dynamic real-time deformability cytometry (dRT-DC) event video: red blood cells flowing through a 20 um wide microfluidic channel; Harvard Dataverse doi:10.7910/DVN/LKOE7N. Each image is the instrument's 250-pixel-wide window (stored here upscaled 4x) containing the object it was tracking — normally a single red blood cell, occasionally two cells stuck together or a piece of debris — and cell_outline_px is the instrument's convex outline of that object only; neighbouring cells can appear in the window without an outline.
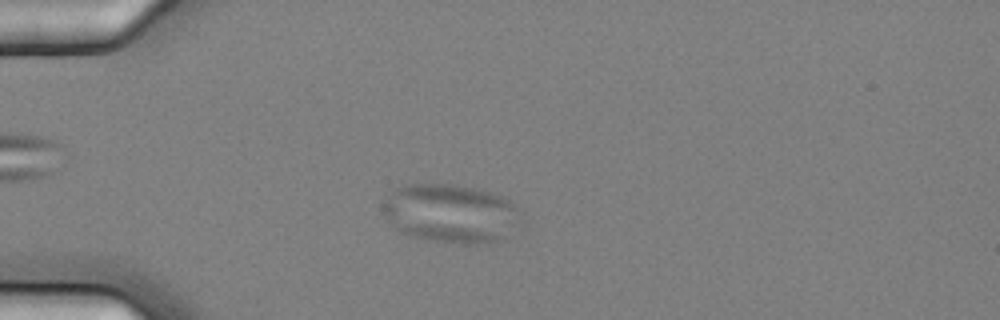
{"species": "common noctule bat (a hibernating species)", "species_latin": "Nyctalus noctula", "temperature_condition": "cold", "stored_images_in_passage": 56, "camera_frame_rate_fps": 3000, "um_per_image_px": 0.085, "animal": {"sex": "female", "body_mass_g": 25.1}, "frame": {"image": 1, "passage_image": 14, "time_ms": 4.333, "image_size_px": [1000, 320], "cell_outline_px": [[516, 208], [508, 240], [488, 244], [464, 244], [432, 240], [412, 236], [400, 232], [396, 228], [380, 208], [380, 204], [396, 188], [408, 184], [448, 184], [476, 188], [504, 196]], "centroid_in_image_um": [38.25, 18.15], "position_along_channel_um": 46.8, "area_um2": 46.76}}
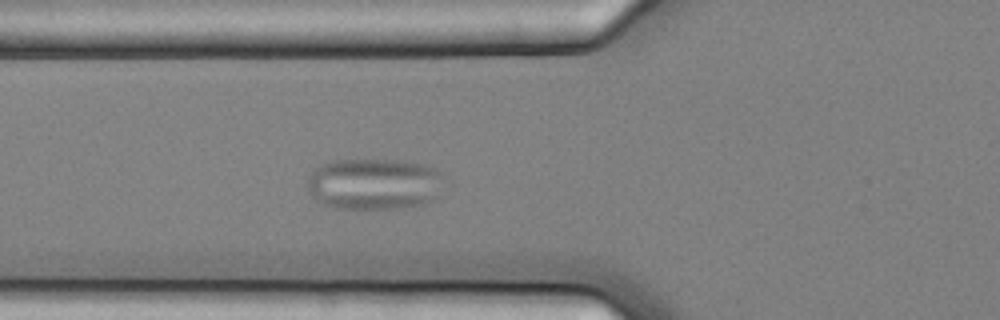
{"frame": {"image": 2, "passage_image": 20, "time_ms": 6.333, "image_size_px": [1000, 320], "cell_outline_px": [[440, 176], [432, 200], [420, 204], [400, 208], [332, 208], [316, 200], [308, 192], [308, 180], [312, 172], [320, 164], [332, 160], [396, 160], [424, 164], [436, 168], [440, 172]], "centroid_in_image_um": [31.7, 15.62], "position_along_channel_um": 94.1, "area_um2": 40.34}}
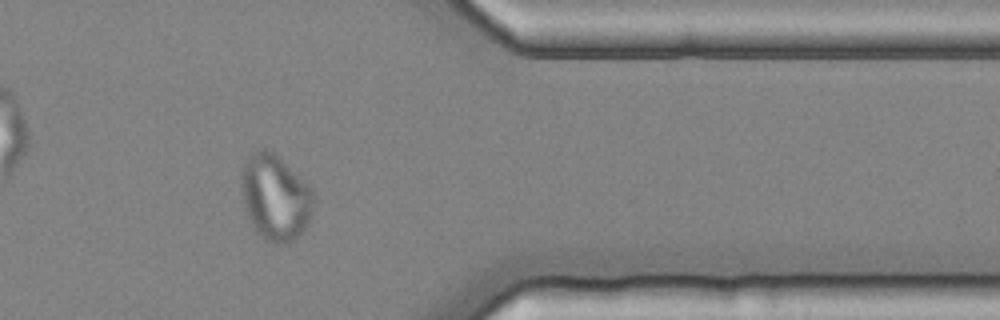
{"frame": {"image": 3, "passage_image": 46, "time_ms": 15.0, "image_size_px": [1000, 320], "cell_outline_px": [[316, 196], [312, 212], [308, 224], [288, 244], [272, 244], [264, 240], [252, 228], [244, 208], [240, 180], [240, 172], [248, 156], [252, 152], [260, 148], [264, 148], [272, 152], [308, 184], [316, 192]], "centroid_in_image_um": [23.38, 16.8], "position_along_channel_um": 388.0, "area_um2": 36.59}}